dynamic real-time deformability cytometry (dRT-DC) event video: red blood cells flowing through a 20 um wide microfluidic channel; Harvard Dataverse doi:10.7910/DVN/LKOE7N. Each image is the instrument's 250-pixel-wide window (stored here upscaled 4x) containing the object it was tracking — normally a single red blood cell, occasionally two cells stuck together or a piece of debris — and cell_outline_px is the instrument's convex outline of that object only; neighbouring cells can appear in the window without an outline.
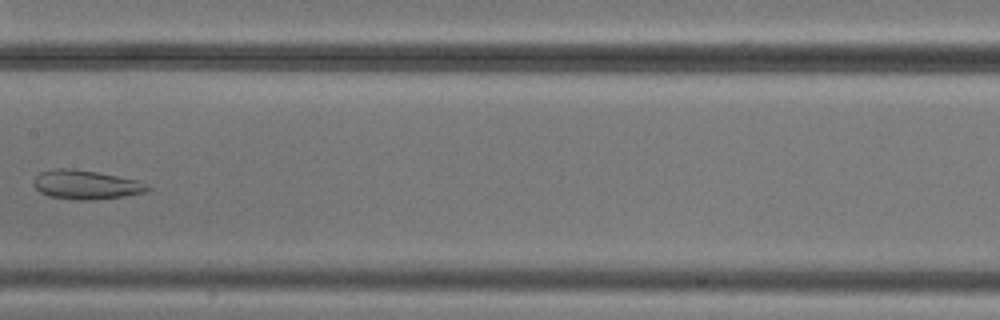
{"species": "common noctule bat (a hibernating species)", "species_latin": "Nyctalus noctula", "temperature_condition": "cold", "stored_images_in_passage": 7, "camera_frame_rate_fps": 3000, "um_per_image_px": 0.085, "animal": {"sex": "male", "body_mass_g": 20.5, "forearm_length_mm": 52.5}, "frame": {"image": 1, "passage_image": 7, "time_ms": 7.333, "image_size_px": [1000, 320], "cell_outline_px": [[152, 188], [148, 192], [124, 196], [96, 200], [80, 200], [48, 196], [40, 192], [32, 184], [36, 176], [40, 172], [56, 168], [72, 168], [96, 172], [140, 180], [148, 184]], "centroid_in_image_um": [7.35, 15.7], "position_along_channel_um": 200.0, "area_um2": 19.54}}